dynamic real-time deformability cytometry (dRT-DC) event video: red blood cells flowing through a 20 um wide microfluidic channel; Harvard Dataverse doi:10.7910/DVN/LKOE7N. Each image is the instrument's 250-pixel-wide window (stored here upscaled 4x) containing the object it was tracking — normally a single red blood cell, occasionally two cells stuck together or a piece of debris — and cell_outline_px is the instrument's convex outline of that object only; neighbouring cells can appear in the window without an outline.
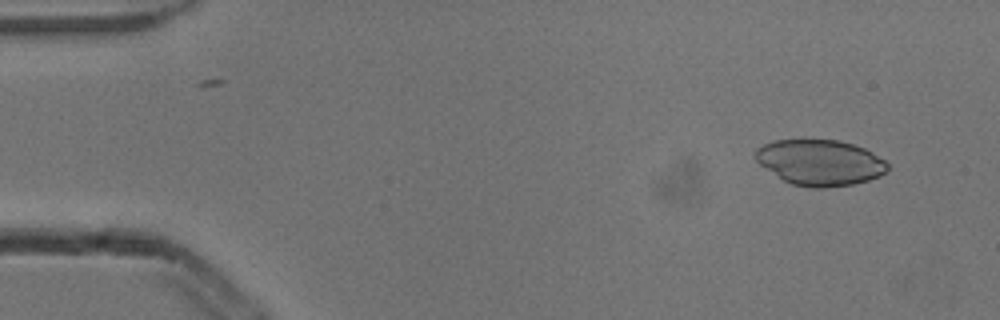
{"species": "common noctule bat (a hibernating species)", "species_latin": "Nyctalus noctula", "temperature_condition": "cold", "stored_images_in_passage": 4, "camera_frame_rate_fps": 3000, "um_per_image_px": 0.085, "animal": {"sex": "male", "body_mass_g": 13.3}, "frame": {"image": 1, "passage_image": 1, "time_ms": 0.0, "image_size_px": [1000, 320], "cell_outline_px": [[888, 168], [880, 176], [868, 180], [852, 184], [824, 188], [812, 188], [792, 184], [784, 180], [760, 164], [756, 160], [756, 148], [764, 144], [776, 140], [840, 140], [864, 148], [872, 152], [884, 160], [888, 164]], "centroid_in_image_um": [69.71, 13.81], "position_along_channel_um": 15.3, "area_um2": 34.91}}